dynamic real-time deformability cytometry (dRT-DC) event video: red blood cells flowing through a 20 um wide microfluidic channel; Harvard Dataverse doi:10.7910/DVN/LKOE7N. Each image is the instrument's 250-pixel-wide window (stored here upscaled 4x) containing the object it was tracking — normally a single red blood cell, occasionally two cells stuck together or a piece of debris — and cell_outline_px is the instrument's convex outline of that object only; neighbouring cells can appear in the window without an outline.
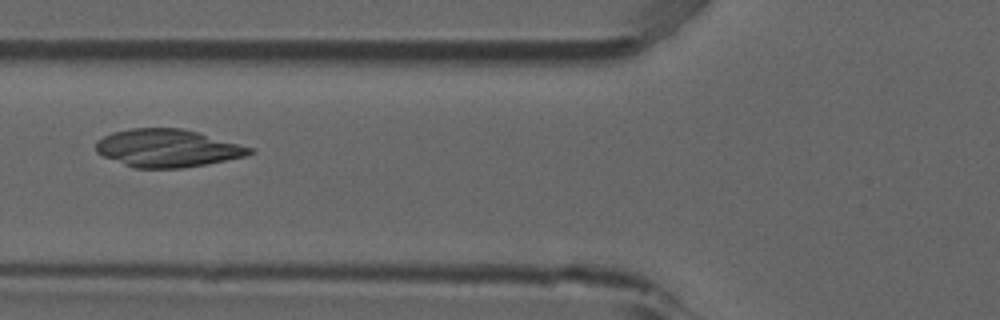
{"species": "common noctule bat (a hibernating species)", "species_latin": "Nyctalus noctula", "temperature_condition": "room temperature", "stored_images_in_passage": 6, "camera_frame_rate_fps": 3000, "um_per_image_px": 0.085, "animal": {"sex": "male", "forearm_length_mm": 52.5}, "frame": {"image": 1, "passage_image": 5, "time_ms": 1.333, "image_size_px": [1000, 320], "cell_outline_px": [[256, 152], [244, 156], [184, 168], [136, 168], [124, 164], [104, 156], [96, 152], [96, 144], [104, 136], [112, 132], [132, 128], [180, 128], [196, 132], [256, 148]], "centroid_in_image_um": [14.26, 12.59], "position_along_channel_um": 111.5, "area_um2": 33.52}}
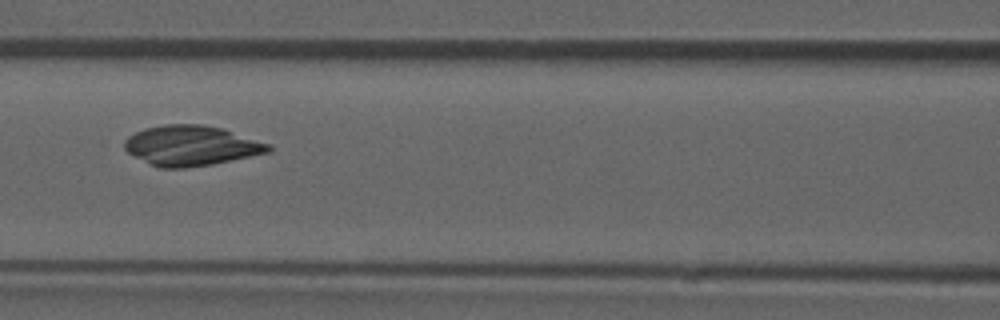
{"frame": {"image": 2, "passage_image": 6, "time_ms": 1.667, "image_size_px": [1000, 320], "cell_outline_px": [[272, 148], [268, 152], [212, 164], [184, 168], [160, 168], [128, 152], [124, 148], [124, 140], [128, 136], [144, 128], [164, 124], [204, 124], [220, 128], [272, 144]], "centroid_in_image_um": [16.24, 12.36], "position_along_channel_um": 150.4, "area_um2": 33.35}}